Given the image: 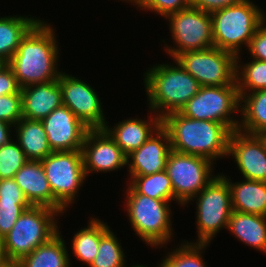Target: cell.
Masks as SVG:
<instances>
[{
  "mask_svg": "<svg viewBox=\"0 0 266 267\" xmlns=\"http://www.w3.org/2000/svg\"><path fill=\"white\" fill-rule=\"evenodd\" d=\"M43 19L21 40L17 51L7 63L21 88L57 80L60 48L56 29Z\"/></svg>",
  "mask_w": 266,
  "mask_h": 267,
  "instance_id": "6da1fadb",
  "label": "cell"
},
{
  "mask_svg": "<svg viewBox=\"0 0 266 267\" xmlns=\"http://www.w3.org/2000/svg\"><path fill=\"white\" fill-rule=\"evenodd\" d=\"M161 126L168 132L171 149L176 152L201 156L214 164L228 157L232 130L227 125L172 112L161 119Z\"/></svg>",
  "mask_w": 266,
  "mask_h": 267,
  "instance_id": "7a4b0ae2",
  "label": "cell"
},
{
  "mask_svg": "<svg viewBox=\"0 0 266 267\" xmlns=\"http://www.w3.org/2000/svg\"><path fill=\"white\" fill-rule=\"evenodd\" d=\"M154 64L143 74L147 107L161 119L181 108L200 90L199 82L173 59ZM176 64V65H175Z\"/></svg>",
  "mask_w": 266,
  "mask_h": 267,
  "instance_id": "3957f363",
  "label": "cell"
},
{
  "mask_svg": "<svg viewBox=\"0 0 266 267\" xmlns=\"http://www.w3.org/2000/svg\"><path fill=\"white\" fill-rule=\"evenodd\" d=\"M124 193V210L135 235L152 249L163 248L172 242L171 202L137 193L128 183Z\"/></svg>",
  "mask_w": 266,
  "mask_h": 267,
  "instance_id": "277c9868",
  "label": "cell"
},
{
  "mask_svg": "<svg viewBox=\"0 0 266 267\" xmlns=\"http://www.w3.org/2000/svg\"><path fill=\"white\" fill-rule=\"evenodd\" d=\"M263 11L252 0H244L211 13L214 47L241 57L242 46L247 50L254 32L266 20Z\"/></svg>",
  "mask_w": 266,
  "mask_h": 267,
  "instance_id": "5b68a950",
  "label": "cell"
},
{
  "mask_svg": "<svg viewBox=\"0 0 266 267\" xmlns=\"http://www.w3.org/2000/svg\"><path fill=\"white\" fill-rule=\"evenodd\" d=\"M58 216H61L58 211L45 206H31L26 209L10 232L2 238L7 261L18 263L56 235L61 227L58 225Z\"/></svg>",
  "mask_w": 266,
  "mask_h": 267,
  "instance_id": "8992f818",
  "label": "cell"
},
{
  "mask_svg": "<svg viewBox=\"0 0 266 267\" xmlns=\"http://www.w3.org/2000/svg\"><path fill=\"white\" fill-rule=\"evenodd\" d=\"M53 194V209L61 215L76 203L86 181L82 151L52 152L41 160Z\"/></svg>",
  "mask_w": 266,
  "mask_h": 267,
  "instance_id": "52a82bcc",
  "label": "cell"
},
{
  "mask_svg": "<svg viewBox=\"0 0 266 267\" xmlns=\"http://www.w3.org/2000/svg\"><path fill=\"white\" fill-rule=\"evenodd\" d=\"M196 200V201H195ZM196 206V241L189 243L210 244L223 229H227L233 212L231 190L227 181L220 175L212 180L199 194L191 199Z\"/></svg>",
  "mask_w": 266,
  "mask_h": 267,
  "instance_id": "ba28073f",
  "label": "cell"
},
{
  "mask_svg": "<svg viewBox=\"0 0 266 267\" xmlns=\"http://www.w3.org/2000/svg\"><path fill=\"white\" fill-rule=\"evenodd\" d=\"M241 98L237 82L224 86H201L200 90L179 111L183 116L227 125L238 130Z\"/></svg>",
  "mask_w": 266,
  "mask_h": 267,
  "instance_id": "9c48e42d",
  "label": "cell"
},
{
  "mask_svg": "<svg viewBox=\"0 0 266 267\" xmlns=\"http://www.w3.org/2000/svg\"><path fill=\"white\" fill-rule=\"evenodd\" d=\"M173 46L164 43V51L174 59L182 52L203 50L214 46L211 14L191 5L166 18Z\"/></svg>",
  "mask_w": 266,
  "mask_h": 267,
  "instance_id": "30bf717a",
  "label": "cell"
},
{
  "mask_svg": "<svg viewBox=\"0 0 266 267\" xmlns=\"http://www.w3.org/2000/svg\"><path fill=\"white\" fill-rule=\"evenodd\" d=\"M213 165L212 161L201 156L170 151L165 171L172 183L174 199L183 209L218 176L213 173Z\"/></svg>",
  "mask_w": 266,
  "mask_h": 267,
  "instance_id": "8fae6325",
  "label": "cell"
},
{
  "mask_svg": "<svg viewBox=\"0 0 266 267\" xmlns=\"http://www.w3.org/2000/svg\"><path fill=\"white\" fill-rule=\"evenodd\" d=\"M201 86H224L236 81V55L216 47L182 52L175 58Z\"/></svg>",
  "mask_w": 266,
  "mask_h": 267,
  "instance_id": "7c38bea8",
  "label": "cell"
},
{
  "mask_svg": "<svg viewBox=\"0 0 266 267\" xmlns=\"http://www.w3.org/2000/svg\"><path fill=\"white\" fill-rule=\"evenodd\" d=\"M63 105L90 129H103L107 122L103 103L94 87L64 71L58 77Z\"/></svg>",
  "mask_w": 266,
  "mask_h": 267,
  "instance_id": "4fadbf2b",
  "label": "cell"
},
{
  "mask_svg": "<svg viewBox=\"0 0 266 267\" xmlns=\"http://www.w3.org/2000/svg\"><path fill=\"white\" fill-rule=\"evenodd\" d=\"M81 151L86 177L127 167V155L104 129H90Z\"/></svg>",
  "mask_w": 266,
  "mask_h": 267,
  "instance_id": "5bb4252c",
  "label": "cell"
},
{
  "mask_svg": "<svg viewBox=\"0 0 266 267\" xmlns=\"http://www.w3.org/2000/svg\"><path fill=\"white\" fill-rule=\"evenodd\" d=\"M41 122L52 152L81 150L90 130L64 105L56 108Z\"/></svg>",
  "mask_w": 266,
  "mask_h": 267,
  "instance_id": "9a60e30c",
  "label": "cell"
},
{
  "mask_svg": "<svg viewBox=\"0 0 266 267\" xmlns=\"http://www.w3.org/2000/svg\"><path fill=\"white\" fill-rule=\"evenodd\" d=\"M230 156L243 179L266 182V146L259 135L232 131L228 147Z\"/></svg>",
  "mask_w": 266,
  "mask_h": 267,
  "instance_id": "2e32d148",
  "label": "cell"
},
{
  "mask_svg": "<svg viewBox=\"0 0 266 267\" xmlns=\"http://www.w3.org/2000/svg\"><path fill=\"white\" fill-rule=\"evenodd\" d=\"M168 132L160 126L138 149L127 155L129 175H150L165 170L171 151Z\"/></svg>",
  "mask_w": 266,
  "mask_h": 267,
  "instance_id": "e0dca14e",
  "label": "cell"
},
{
  "mask_svg": "<svg viewBox=\"0 0 266 267\" xmlns=\"http://www.w3.org/2000/svg\"><path fill=\"white\" fill-rule=\"evenodd\" d=\"M147 111L150 112L147 120L129 117L114 123L113 127L106 124L103 128L126 155L142 146L161 126V118L151 110Z\"/></svg>",
  "mask_w": 266,
  "mask_h": 267,
  "instance_id": "ac0fdd59",
  "label": "cell"
},
{
  "mask_svg": "<svg viewBox=\"0 0 266 267\" xmlns=\"http://www.w3.org/2000/svg\"><path fill=\"white\" fill-rule=\"evenodd\" d=\"M23 118L43 120L56 108L63 105L62 91L57 80L34 84L20 89Z\"/></svg>",
  "mask_w": 266,
  "mask_h": 267,
  "instance_id": "d6986e66",
  "label": "cell"
},
{
  "mask_svg": "<svg viewBox=\"0 0 266 267\" xmlns=\"http://www.w3.org/2000/svg\"><path fill=\"white\" fill-rule=\"evenodd\" d=\"M13 179L31 206L53 209V194L41 161L28 160Z\"/></svg>",
  "mask_w": 266,
  "mask_h": 267,
  "instance_id": "ffe728a7",
  "label": "cell"
},
{
  "mask_svg": "<svg viewBox=\"0 0 266 267\" xmlns=\"http://www.w3.org/2000/svg\"><path fill=\"white\" fill-rule=\"evenodd\" d=\"M220 175L230 187L233 211L266 216V182L247 179L232 182L231 177Z\"/></svg>",
  "mask_w": 266,
  "mask_h": 267,
  "instance_id": "44dd1931",
  "label": "cell"
},
{
  "mask_svg": "<svg viewBox=\"0 0 266 267\" xmlns=\"http://www.w3.org/2000/svg\"><path fill=\"white\" fill-rule=\"evenodd\" d=\"M226 230L243 244L266 253V216L233 211Z\"/></svg>",
  "mask_w": 266,
  "mask_h": 267,
  "instance_id": "7402d4cb",
  "label": "cell"
},
{
  "mask_svg": "<svg viewBox=\"0 0 266 267\" xmlns=\"http://www.w3.org/2000/svg\"><path fill=\"white\" fill-rule=\"evenodd\" d=\"M14 132L28 160L41 161L52 153L41 121L22 118L14 125Z\"/></svg>",
  "mask_w": 266,
  "mask_h": 267,
  "instance_id": "603a6c76",
  "label": "cell"
},
{
  "mask_svg": "<svg viewBox=\"0 0 266 267\" xmlns=\"http://www.w3.org/2000/svg\"><path fill=\"white\" fill-rule=\"evenodd\" d=\"M39 21L36 16H0V63L10 61L21 40Z\"/></svg>",
  "mask_w": 266,
  "mask_h": 267,
  "instance_id": "cb8c5ba5",
  "label": "cell"
},
{
  "mask_svg": "<svg viewBox=\"0 0 266 267\" xmlns=\"http://www.w3.org/2000/svg\"><path fill=\"white\" fill-rule=\"evenodd\" d=\"M66 244L59 229L49 241L38 246L17 264L19 267H71V254Z\"/></svg>",
  "mask_w": 266,
  "mask_h": 267,
  "instance_id": "d4e9b609",
  "label": "cell"
},
{
  "mask_svg": "<svg viewBox=\"0 0 266 267\" xmlns=\"http://www.w3.org/2000/svg\"><path fill=\"white\" fill-rule=\"evenodd\" d=\"M101 220L98 216L89 217L87 226L73 233L71 240V253L76 257L75 259L88 267L97 255L100 238L110 229V226Z\"/></svg>",
  "mask_w": 266,
  "mask_h": 267,
  "instance_id": "484cf974",
  "label": "cell"
},
{
  "mask_svg": "<svg viewBox=\"0 0 266 267\" xmlns=\"http://www.w3.org/2000/svg\"><path fill=\"white\" fill-rule=\"evenodd\" d=\"M239 95L241 117L238 130L253 135L266 131V89Z\"/></svg>",
  "mask_w": 266,
  "mask_h": 267,
  "instance_id": "4316f807",
  "label": "cell"
},
{
  "mask_svg": "<svg viewBox=\"0 0 266 267\" xmlns=\"http://www.w3.org/2000/svg\"><path fill=\"white\" fill-rule=\"evenodd\" d=\"M128 180L126 183L137 193L158 200L175 201L180 206L174 199L172 183L165 170L145 176L129 175Z\"/></svg>",
  "mask_w": 266,
  "mask_h": 267,
  "instance_id": "83f0119b",
  "label": "cell"
},
{
  "mask_svg": "<svg viewBox=\"0 0 266 267\" xmlns=\"http://www.w3.org/2000/svg\"><path fill=\"white\" fill-rule=\"evenodd\" d=\"M240 59L242 58L237 55L236 82L239 94L266 89V61L252 59L248 63H244Z\"/></svg>",
  "mask_w": 266,
  "mask_h": 267,
  "instance_id": "f1b7e54d",
  "label": "cell"
},
{
  "mask_svg": "<svg viewBox=\"0 0 266 267\" xmlns=\"http://www.w3.org/2000/svg\"><path fill=\"white\" fill-rule=\"evenodd\" d=\"M180 244L167 252L157 267H208L202 254L209 244L189 243L188 240Z\"/></svg>",
  "mask_w": 266,
  "mask_h": 267,
  "instance_id": "f546056e",
  "label": "cell"
},
{
  "mask_svg": "<svg viewBox=\"0 0 266 267\" xmlns=\"http://www.w3.org/2000/svg\"><path fill=\"white\" fill-rule=\"evenodd\" d=\"M114 233L110 228L100 238L97 255L89 267H128L126 252Z\"/></svg>",
  "mask_w": 266,
  "mask_h": 267,
  "instance_id": "4dcf8cb0",
  "label": "cell"
},
{
  "mask_svg": "<svg viewBox=\"0 0 266 267\" xmlns=\"http://www.w3.org/2000/svg\"><path fill=\"white\" fill-rule=\"evenodd\" d=\"M28 161L18 142L13 138L0 147V180L14 178L16 172Z\"/></svg>",
  "mask_w": 266,
  "mask_h": 267,
  "instance_id": "1f68e13d",
  "label": "cell"
},
{
  "mask_svg": "<svg viewBox=\"0 0 266 267\" xmlns=\"http://www.w3.org/2000/svg\"><path fill=\"white\" fill-rule=\"evenodd\" d=\"M191 5V0H140L137 9L144 12H155L166 18L169 14L179 12Z\"/></svg>",
  "mask_w": 266,
  "mask_h": 267,
  "instance_id": "d6a6232c",
  "label": "cell"
},
{
  "mask_svg": "<svg viewBox=\"0 0 266 267\" xmlns=\"http://www.w3.org/2000/svg\"><path fill=\"white\" fill-rule=\"evenodd\" d=\"M30 207V203L0 201V239L10 232L20 215Z\"/></svg>",
  "mask_w": 266,
  "mask_h": 267,
  "instance_id": "836d02e7",
  "label": "cell"
},
{
  "mask_svg": "<svg viewBox=\"0 0 266 267\" xmlns=\"http://www.w3.org/2000/svg\"><path fill=\"white\" fill-rule=\"evenodd\" d=\"M22 118L21 91L19 90L15 94L0 96V120L14 126Z\"/></svg>",
  "mask_w": 266,
  "mask_h": 267,
  "instance_id": "e575fe53",
  "label": "cell"
},
{
  "mask_svg": "<svg viewBox=\"0 0 266 267\" xmlns=\"http://www.w3.org/2000/svg\"><path fill=\"white\" fill-rule=\"evenodd\" d=\"M247 49L250 59L266 61V20L254 32Z\"/></svg>",
  "mask_w": 266,
  "mask_h": 267,
  "instance_id": "d590c367",
  "label": "cell"
},
{
  "mask_svg": "<svg viewBox=\"0 0 266 267\" xmlns=\"http://www.w3.org/2000/svg\"><path fill=\"white\" fill-rule=\"evenodd\" d=\"M0 201L29 203L13 178L0 180Z\"/></svg>",
  "mask_w": 266,
  "mask_h": 267,
  "instance_id": "8d00e7d4",
  "label": "cell"
},
{
  "mask_svg": "<svg viewBox=\"0 0 266 267\" xmlns=\"http://www.w3.org/2000/svg\"><path fill=\"white\" fill-rule=\"evenodd\" d=\"M19 90L12 68L7 63H0V96L15 94Z\"/></svg>",
  "mask_w": 266,
  "mask_h": 267,
  "instance_id": "74e56055",
  "label": "cell"
},
{
  "mask_svg": "<svg viewBox=\"0 0 266 267\" xmlns=\"http://www.w3.org/2000/svg\"><path fill=\"white\" fill-rule=\"evenodd\" d=\"M244 0H191V6L206 13H213Z\"/></svg>",
  "mask_w": 266,
  "mask_h": 267,
  "instance_id": "f35d334b",
  "label": "cell"
},
{
  "mask_svg": "<svg viewBox=\"0 0 266 267\" xmlns=\"http://www.w3.org/2000/svg\"><path fill=\"white\" fill-rule=\"evenodd\" d=\"M13 132L14 126L12 124L0 120V147L14 138Z\"/></svg>",
  "mask_w": 266,
  "mask_h": 267,
  "instance_id": "ab89813d",
  "label": "cell"
},
{
  "mask_svg": "<svg viewBox=\"0 0 266 267\" xmlns=\"http://www.w3.org/2000/svg\"><path fill=\"white\" fill-rule=\"evenodd\" d=\"M8 264L9 262L7 261L5 257L3 246H2V239H0V267H5Z\"/></svg>",
  "mask_w": 266,
  "mask_h": 267,
  "instance_id": "60d3db41",
  "label": "cell"
},
{
  "mask_svg": "<svg viewBox=\"0 0 266 267\" xmlns=\"http://www.w3.org/2000/svg\"><path fill=\"white\" fill-rule=\"evenodd\" d=\"M120 1H122V2H127V3H131L133 6L135 5V8H137L138 7V5H139V2H140V0H120Z\"/></svg>",
  "mask_w": 266,
  "mask_h": 267,
  "instance_id": "b9f144b4",
  "label": "cell"
},
{
  "mask_svg": "<svg viewBox=\"0 0 266 267\" xmlns=\"http://www.w3.org/2000/svg\"><path fill=\"white\" fill-rule=\"evenodd\" d=\"M260 138L263 140L265 146H266V131H262L260 134H258Z\"/></svg>",
  "mask_w": 266,
  "mask_h": 267,
  "instance_id": "7bdbcfd3",
  "label": "cell"
},
{
  "mask_svg": "<svg viewBox=\"0 0 266 267\" xmlns=\"http://www.w3.org/2000/svg\"><path fill=\"white\" fill-rule=\"evenodd\" d=\"M128 267H147V265L144 266L143 264L140 265L137 263V264L130 265Z\"/></svg>",
  "mask_w": 266,
  "mask_h": 267,
  "instance_id": "ee69618b",
  "label": "cell"
},
{
  "mask_svg": "<svg viewBox=\"0 0 266 267\" xmlns=\"http://www.w3.org/2000/svg\"><path fill=\"white\" fill-rule=\"evenodd\" d=\"M5 267H19L17 263H9L7 266Z\"/></svg>",
  "mask_w": 266,
  "mask_h": 267,
  "instance_id": "f6af8a7d",
  "label": "cell"
}]
</instances>
